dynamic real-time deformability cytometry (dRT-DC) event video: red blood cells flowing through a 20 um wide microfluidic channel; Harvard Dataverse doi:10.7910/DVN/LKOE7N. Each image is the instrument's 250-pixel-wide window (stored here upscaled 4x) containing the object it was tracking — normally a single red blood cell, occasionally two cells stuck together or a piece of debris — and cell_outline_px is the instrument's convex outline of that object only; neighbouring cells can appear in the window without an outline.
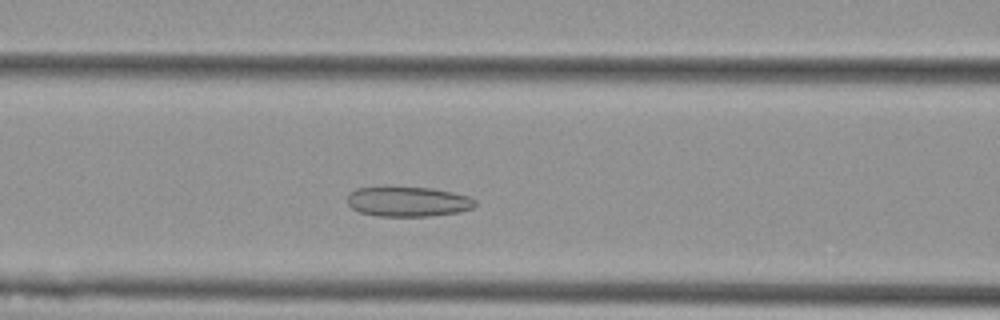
{"species": "Egyptian fruit bat (a non-hibernating species)", "species_latin": "Rousettus aegyptiacus", "temperature_condition": "cold", "stored_images_in_passage": 45, "camera_frame_rate_fps": 3000, "um_per_image_px": 0.085, "animal": {"sex": "female"}, "frame": {"image": 1, "passage_image": 13, "time_ms": 4.0, "image_size_px": [1000, 320], "cell_outline_px": [[476, 204], [472, 208], [460, 212], [428, 216], [376, 216], [360, 212], [352, 208], [348, 204], [348, 192], [356, 188], [432, 188], [472, 196], [476, 200]], "centroid_in_image_um": [34.71, 17.15], "position_along_channel_um": 131.9, "area_um2": 22.2}}
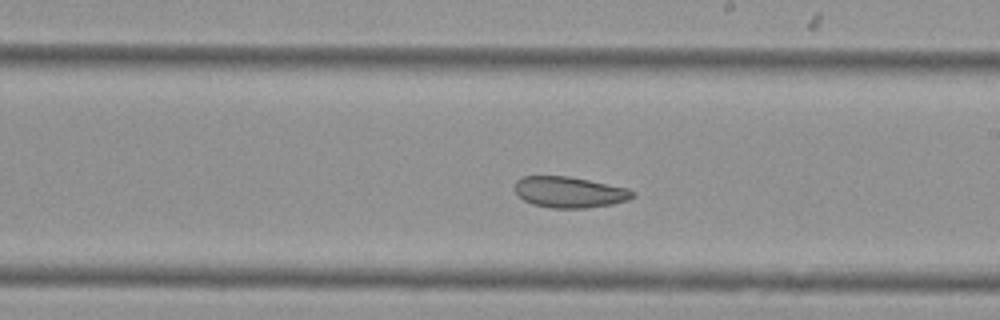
{"frame": {"image": 2, "passage_image": 22, "time_ms": 7.0, "image_size_px": [1000, 320], "cell_outline_px": [[636, 196], [628, 200], [612, 204], [584, 208], [552, 208], [532, 204], [516, 196], [512, 188], [516, 180], [520, 176], [568, 176], [628, 188], [636, 192]], "centroid_in_image_um": [48.36, 16.33], "position_along_channel_um": 240.6, "area_um2": 21.62}}
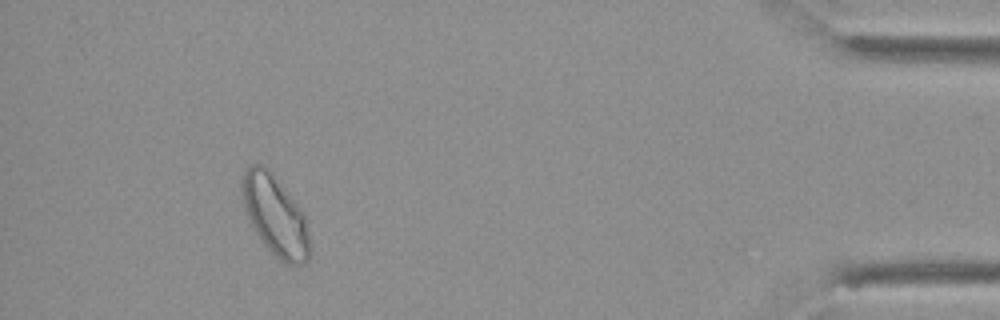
{"frame": {"image": 3, "passage_image": 41, "time_ms": 13.333, "image_size_px": [1000, 320], "cell_outline_px": [[312, 248], [308, 260], [304, 264], [284, 264], [264, 244], [256, 232], [244, 208], [240, 192], [240, 180], [248, 164], [260, 164], [268, 168], [272, 172], [304, 212]], "centroid_in_image_um": [23.4, 18.3], "position_along_channel_um": 411.8, "area_um2": 32.02}, "authors_computed_cell_mechanics": {"area_um2": 24.3338, "velocity_mm_per_s": 3.6459, "shape_relaxation_time_tau1_ms": null, "shape_relaxation_time_tau2_ms": 2.6748, "deformation_change_tau1": null, "deformation_change_tau2": 0.08}}